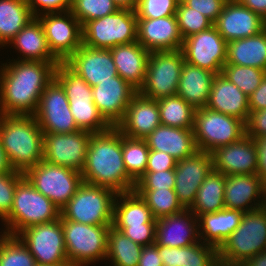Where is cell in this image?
<instances>
[{
  "instance_id": "obj_1",
  "label": "cell",
  "mask_w": 266,
  "mask_h": 266,
  "mask_svg": "<svg viewBox=\"0 0 266 266\" xmlns=\"http://www.w3.org/2000/svg\"><path fill=\"white\" fill-rule=\"evenodd\" d=\"M0 67V114L33 115L60 62L12 59Z\"/></svg>"
},
{
  "instance_id": "obj_2",
  "label": "cell",
  "mask_w": 266,
  "mask_h": 266,
  "mask_svg": "<svg viewBox=\"0 0 266 266\" xmlns=\"http://www.w3.org/2000/svg\"><path fill=\"white\" fill-rule=\"evenodd\" d=\"M81 175L83 182L107 187L116 193L135 189L136 183L128 176L123 161L122 133L116 127L92 133Z\"/></svg>"
},
{
  "instance_id": "obj_3",
  "label": "cell",
  "mask_w": 266,
  "mask_h": 266,
  "mask_svg": "<svg viewBox=\"0 0 266 266\" xmlns=\"http://www.w3.org/2000/svg\"><path fill=\"white\" fill-rule=\"evenodd\" d=\"M43 138L33 115L0 114V142L15 171L25 173L43 160Z\"/></svg>"
},
{
  "instance_id": "obj_4",
  "label": "cell",
  "mask_w": 266,
  "mask_h": 266,
  "mask_svg": "<svg viewBox=\"0 0 266 266\" xmlns=\"http://www.w3.org/2000/svg\"><path fill=\"white\" fill-rule=\"evenodd\" d=\"M60 218V209L24 176L16 186L10 214L3 220L4 234L17 236L34 225L49 223Z\"/></svg>"
},
{
  "instance_id": "obj_5",
  "label": "cell",
  "mask_w": 266,
  "mask_h": 266,
  "mask_svg": "<svg viewBox=\"0 0 266 266\" xmlns=\"http://www.w3.org/2000/svg\"><path fill=\"white\" fill-rule=\"evenodd\" d=\"M266 250V205L245 212L240 225L217 249L218 260L229 266H241Z\"/></svg>"
},
{
  "instance_id": "obj_6",
  "label": "cell",
  "mask_w": 266,
  "mask_h": 266,
  "mask_svg": "<svg viewBox=\"0 0 266 266\" xmlns=\"http://www.w3.org/2000/svg\"><path fill=\"white\" fill-rule=\"evenodd\" d=\"M54 78L64 88L70 111L80 130L101 133L112 127L94 104L92 87L65 62H60L56 66Z\"/></svg>"
},
{
  "instance_id": "obj_7",
  "label": "cell",
  "mask_w": 266,
  "mask_h": 266,
  "mask_svg": "<svg viewBox=\"0 0 266 266\" xmlns=\"http://www.w3.org/2000/svg\"><path fill=\"white\" fill-rule=\"evenodd\" d=\"M112 227L141 246L155 244L156 218L135 190L117 193L113 205Z\"/></svg>"
},
{
  "instance_id": "obj_8",
  "label": "cell",
  "mask_w": 266,
  "mask_h": 266,
  "mask_svg": "<svg viewBox=\"0 0 266 266\" xmlns=\"http://www.w3.org/2000/svg\"><path fill=\"white\" fill-rule=\"evenodd\" d=\"M116 195L110 188L82 182L61 209L60 218L86 225H112Z\"/></svg>"
},
{
  "instance_id": "obj_9",
  "label": "cell",
  "mask_w": 266,
  "mask_h": 266,
  "mask_svg": "<svg viewBox=\"0 0 266 266\" xmlns=\"http://www.w3.org/2000/svg\"><path fill=\"white\" fill-rule=\"evenodd\" d=\"M68 262L88 266L105 260L108 230L112 225H86L61 219Z\"/></svg>"
},
{
  "instance_id": "obj_10",
  "label": "cell",
  "mask_w": 266,
  "mask_h": 266,
  "mask_svg": "<svg viewBox=\"0 0 266 266\" xmlns=\"http://www.w3.org/2000/svg\"><path fill=\"white\" fill-rule=\"evenodd\" d=\"M83 45L92 48L112 47L137 41L135 10L119 8L102 18L88 21L82 27Z\"/></svg>"
},
{
  "instance_id": "obj_11",
  "label": "cell",
  "mask_w": 266,
  "mask_h": 266,
  "mask_svg": "<svg viewBox=\"0 0 266 266\" xmlns=\"http://www.w3.org/2000/svg\"><path fill=\"white\" fill-rule=\"evenodd\" d=\"M193 134L198 151L210 153L239 141L246 135V126L237 117L203 107L195 111Z\"/></svg>"
},
{
  "instance_id": "obj_12",
  "label": "cell",
  "mask_w": 266,
  "mask_h": 266,
  "mask_svg": "<svg viewBox=\"0 0 266 266\" xmlns=\"http://www.w3.org/2000/svg\"><path fill=\"white\" fill-rule=\"evenodd\" d=\"M184 62L182 50L150 52L145 80L138 93L154 100L177 95Z\"/></svg>"
},
{
  "instance_id": "obj_13",
  "label": "cell",
  "mask_w": 266,
  "mask_h": 266,
  "mask_svg": "<svg viewBox=\"0 0 266 266\" xmlns=\"http://www.w3.org/2000/svg\"><path fill=\"white\" fill-rule=\"evenodd\" d=\"M24 176L36 190L50 199L60 211L83 182L81 172L54 165L45 160L29 168Z\"/></svg>"
},
{
  "instance_id": "obj_14",
  "label": "cell",
  "mask_w": 266,
  "mask_h": 266,
  "mask_svg": "<svg viewBox=\"0 0 266 266\" xmlns=\"http://www.w3.org/2000/svg\"><path fill=\"white\" fill-rule=\"evenodd\" d=\"M17 237L35 258L36 265L68 263L61 218L26 228Z\"/></svg>"
},
{
  "instance_id": "obj_15",
  "label": "cell",
  "mask_w": 266,
  "mask_h": 266,
  "mask_svg": "<svg viewBox=\"0 0 266 266\" xmlns=\"http://www.w3.org/2000/svg\"><path fill=\"white\" fill-rule=\"evenodd\" d=\"M33 116L43 133H72L79 131L70 111L64 88L54 78L42 92Z\"/></svg>"
},
{
  "instance_id": "obj_16",
  "label": "cell",
  "mask_w": 266,
  "mask_h": 266,
  "mask_svg": "<svg viewBox=\"0 0 266 266\" xmlns=\"http://www.w3.org/2000/svg\"><path fill=\"white\" fill-rule=\"evenodd\" d=\"M37 18L50 51L60 62H65L83 45L82 25L70 10L43 14Z\"/></svg>"
},
{
  "instance_id": "obj_17",
  "label": "cell",
  "mask_w": 266,
  "mask_h": 266,
  "mask_svg": "<svg viewBox=\"0 0 266 266\" xmlns=\"http://www.w3.org/2000/svg\"><path fill=\"white\" fill-rule=\"evenodd\" d=\"M43 160L82 172L92 132L43 133Z\"/></svg>"
},
{
  "instance_id": "obj_18",
  "label": "cell",
  "mask_w": 266,
  "mask_h": 266,
  "mask_svg": "<svg viewBox=\"0 0 266 266\" xmlns=\"http://www.w3.org/2000/svg\"><path fill=\"white\" fill-rule=\"evenodd\" d=\"M184 61L190 65L222 73L227 60V42L215 26L183 39Z\"/></svg>"
},
{
  "instance_id": "obj_19",
  "label": "cell",
  "mask_w": 266,
  "mask_h": 266,
  "mask_svg": "<svg viewBox=\"0 0 266 266\" xmlns=\"http://www.w3.org/2000/svg\"><path fill=\"white\" fill-rule=\"evenodd\" d=\"M213 170L224 175L257 174V146L247 135L239 141L220 146L210 152Z\"/></svg>"
},
{
  "instance_id": "obj_20",
  "label": "cell",
  "mask_w": 266,
  "mask_h": 266,
  "mask_svg": "<svg viewBox=\"0 0 266 266\" xmlns=\"http://www.w3.org/2000/svg\"><path fill=\"white\" fill-rule=\"evenodd\" d=\"M213 170L211 154L197 151L194 155L177 161L174 191L184 209H189L205 177Z\"/></svg>"
},
{
  "instance_id": "obj_21",
  "label": "cell",
  "mask_w": 266,
  "mask_h": 266,
  "mask_svg": "<svg viewBox=\"0 0 266 266\" xmlns=\"http://www.w3.org/2000/svg\"><path fill=\"white\" fill-rule=\"evenodd\" d=\"M138 91L119 75L92 87L93 102L103 118L112 126L123 119L127 106Z\"/></svg>"
},
{
  "instance_id": "obj_22",
  "label": "cell",
  "mask_w": 266,
  "mask_h": 266,
  "mask_svg": "<svg viewBox=\"0 0 266 266\" xmlns=\"http://www.w3.org/2000/svg\"><path fill=\"white\" fill-rule=\"evenodd\" d=\"M214 26L226 42L251 37L266 28V20L237 0L226 2Z\"/></svg>"
},
{
  "instance_id": "obj_23",
  "label": "cell",
  "mask_w": 266,
  "mask_h": 266,
  "mask_svg": "<svg viewBox=\"0 0 266 266\" xmlns=\"http://www.w3.org/2000/svg\"><path fill=\"white\" fill-rule=\"evenodd\" d=\"M225 180L224 204L227 209L245 213L266 205V186L257 174L225 175Z\"/></svg>"
},
{
  "instance_id": "obj_24",
  "label": "cell",
  "mask_w": 266,
  "mask_h": 266,
  "mask_svg": "<svg viewBox=\"0 0 266 266\" xmlns=\"http://www.w3.org/2000/svg\"><path fill=\"white\" fill-rule=\"evenodd\" d=\"M65 63L91 87L118 76L110 49L82 45Z\"/></svg>"
},
{
  "instance_id": "obj_25",
  "label": "cell",
  "mask_w": 266,
  "mask_h": 266,
  "mask_svg": "<svg viewBox=\"0 0 266 266\" xmlns=\"http://www.w3.org/2000/svg\"><path fill=\"white\" fill-rule=\"evenodd\" d=\"M137 41L149 52L181 50L183 38L176 15L155 19L137 18Z\"/></svg>"
},
{
  "instance_id": "obj_26",
  "label": "cell",
  "mask_w": 266,
  "mask_h": 266,
  "mask_svg": "<svg viewBox=\"0 0 266 266\" xmlns=\"http://www.w3.org/2000/svg\"><path fill=\"white\" fill-rule=\"evenodd\" d=\"M199 241L198 220L191 210L156 219V245L187 247Z\"/></svg>"
},
{
  "instance_id": "obj_27",
  "label": "cell",
  "mask_w": 266,
  "mask_h": 266,
  "mask_svg": "<svg viewBox=\"0 0 266 266\" xmlns=\"http://www.w3.org/2000/svg\"><path fill=\"white\" fill-rule=\"evenodd\" d=\"M160 124L157 100L137 93L130 101L123 119L116 128L124 136L144 139Z\"/></svg>"
},
{
  "instance_id": "obj_28",
  "label": "cell",
  "mask_w": 266,
  "mask_h": 266,
  "mask_svg": "<svg viewBox=\"0 0 266 266\" xmlns=\"http://www.w3.org/2000/svg\"><path fill=\"white\" fill-rule=\"evenodd\" d=\"M144 139L150 150L165 152L177 161L190 157L198 151L193 129L160 124Z\"/></svg>"
},
{
  "instance_id": "obj_29",
  "label": "cell",
  "mask_w": 266,
  "mask_h": 266,
  "mask_svg": "<svg viewBox=\"0 0 266 266\" xmlns=\"http://www.w3.org/2000/svg\"><path fill=\"white\" fill-rule=\"evenodd\" d=\"M206 107L237 117L245 123L250 114L248 97L221 73L216 74L213 80Z\"/></svg>"
},
{
  "instance_id": "obj_30",
  "label": "cell",
  "mask_w": 266,
  "mask_h": 266,
  "mask_svg": "<svg viewBox=\"0 0 266 266\" xmlns=\"http://www.w3.org/2000/svg\"><path fill=\"white\" fill-rule=\"evenodd\" d=\"M110 51L118 75L139 91L145 80L150 52L138 41L112 47Z\"/></svg>"
},
{
  "instance_id": "obj_31",
  "label": "cell",
  "mask_w": 266,
  "mask_h": 266,
  "mask_svg": "<svg viewBox=\"0 0 266 266\" xmlns=\"http://www.w3.org/2000/svg\"><path fill=\"white\" fill-rule=\"evenodd\" d=\"M215 76L212 71L184 62L177 95L195 109L206 107Z\"/></svg>"
},
{
  "instance_id": "obj_32",
  "label": "cell",
  "mask_w": 266,
  "mask_h": 266,
  "mask_svg": "<svg viewBox=\"0 0 266 266\" xmlns=\"http://www.w3.org/2000/svg\"><path fill=\"white\" fill-rule=\"evenodd\" d=\"M243 214L239 210L224 208L200 215L197 218L200 240L218 249L240 225Z\"/></svg>"
},
{
  "instance_id": "obj_33",
  "label": "cell",
  "mask_w": 266,
  "mask_h": 266,
  "mask_svg": "<svg viewBox=\"0 0 266 266\" xmlns=\"http://www.w3.org/2000/svg\"><path fill=\"white\" fill-rule=\"evenodd\" d=\"M8 44H13L20 56L22 53L18 60L60 62L50 51L43 27L37 17L29 21Z\"/></svg>"
},
{
  "instance_id": "obj_34",
  "label": "cell",
  "mask_w": 266,
  "mask_h": 266,
  "mask_svg": "<svg viewBox=\"0 0 266 266\" xmlns=\"http://www.w3.org/2000/svg\"><path fill=\"white\" fill-rule=\"evenodd\" d=\"M196 242L187 247L158 245V253L164 266H211L218 260L215 246Z\"/></svg>"
},
{
  "instance_id": "obj_35",
  "label": "cell",
  "mask_w": 266,
  "mask_h": 266,
  "mask_svg": "<svg viewBox=\"0 0 266 266\" xmlns=\"http://www.w3.org/2000/svg\"><path fill=\"white\" fill-rule=\"evenodd\" d=\"M226 64L250 66L266 71V28L251 37L227 42Z\"/></svg>"
},
{
  "instance_id": "obj_36",
  "label": "cell",
  "mask_w": 266,
  "mask_h": 266,
  "mask_svg": "<svg viewBox=\"0 0 266 266\" xmlns=\"http://www.w3.org/2000/svg\"><path fill=\"white\" fill-rule=\"evenodd\" d=\"M225 175L212 170L197 191L192 206L189 208L196 217L226 208L224 204Z\"/></svg>"
},
{
  "instance_id": "obj_37",
  "label": "cell",
  "mask_w": 266,
  "mask_h": 266,
  "mask_svg": "<svg viewBox=\"0 0 266 266\" xmlns=\"http://www.w3.org/2000/svg\"><path fill=\"white\" fill-rule=\"evenodd\" d=\"M33 18L27 0H0V46L7 45Z\"/></svg>"
},
{
  "instance_id": "obj_38",
  "label": "cell",
  "mask_w": 266,
  "mask_h": 266,
  "mask_svg": "<svg viewBox=\"0 0 266 266\" xmlns=\"http://www.w3.org/2000/svg\"><path fill=\"white\" fill-rule=\"evenodd\" d=\"M142 248L143 246L110 226L105 260H110L113 266H137Z\"/></svg>"
},
{
  "instance_id": "obj_39",
  "label": "cell",
  "mask_w": 266,
  "mask_h": 266,
  "mask_svg": "<svg viewBox=\"0 0 266 266\" xmlns=\"http://www.w3.org/2000/svg\"><path fill=\"white\" fill-rule=\"evenodd\" d=\"M162 125L193 129L196 109L178 95L157 100Z\"/></svg>"
},
{
  "instance_id": "obj_40",
  "label": "cell",
  "mask_w": 266,
  "mask_h": 266,
  "mask_svg": "<svg viewBox=\"0 0 266 266\" xmlns=\"http://www.w3.org/2000/svg\"><path fill=\"white\" fill-rule=\"evenodd\" d=\"M149 151L145 139L130 138L122 134L123 161L128 176L136 183L146 172Z\"/></svg>"
},
{
  "instance_id": "obj_41",
  "label": "cell",
  "mask_w": 266,
  "mask_h": 266,
  "mask_svg": "<svg viewBox=\"0 0 266 266\" xmlns=\"http://www.w3.org/2000/svg\"><path fill=\"white\" fill-rule=\"evenodd\" d=\"M135 191L146 201L147 206L156 219L167 215L178 214L184 210L177 199L174 189Z\"/></svg>"
},
{
  "instance_id": "obj_42",
  "label": "cell",
  "mask_w": 266,
  "mask_h": 266,
  "mask_svg": "<svg viewBox=\"0 0 266 266\" xmlns=\"http://www.w3.org/2000/svg\"><path fill=\"white\" fill-rule=\"evenodd\" d=\"M221 74L249 97L260 86L266 71L250 66L225 64Z\"/></svg>"
},
{
  "instance_id": "obj_43",
  "label": "cell",
  "mask_w": 266,
  "mask_h": 266,
  "mask_svg": "<svg viewBox=\"0 0 266 266\" xmlns=\"http://www.w3.org/2000/svg\"><path fill=\"white\" fill-rule=\"evenodd\" d=\"M0 266H36L35 258L17 236L0 235Z\"/></svg>"
},
{
  "instance_id": "obj_44",
  "label": "cell",
  "mask_w": 266,
  "mask_h": 266,
  "mask_svg": "<svg viewBox=\"0 0 266 266\" xmlns=\"http://www.w3.org/2000/svg\"><path fill=\"white\" fill-rule=\"evenodd\" d=\"M118 9L113 0H71L70 11L83 27L88 21L110 15Z\"/></svg>"
},
{
  "instance_id": "obj_45",
  "label": "cell",
  "mask_w": 266,
  "mask_h": 266,
  "mask_svg": "<svg viewBox=\"0 0 266 266\" xmlns=\"http://www.w3.org/2000/svg\"><path fill=\"white\" fill-rule=\"evenodd\" d=\"M175 15L183 39L214 26V23L210 19L202 15L199 11L188 7L182 0L179 1Z\"/></svg>"
},
{
  "instance_id": "obj_46",
  "label": "cell",
  "mask_w": 266,
  "mask_h": 266,
  "mask_svg": "<svg viewBox=\"0 0 266 266\" xmlns=\"http://www.w3.org/2000/svg\"><path fill=\"white\" fill-rule=\"evenodd\" d=\"M180 0H138L135 12L137 18H161L176 14Z\"/></svg>"
},
{
  "instance_id": "obj_47",
  "label": "cell",
  "mask_w": 266,
  "mask_h": 266,
  "mask_svg": "<svg viewBox=\"0 0 266 266\" xmlns=\"http://www.w3.org/2000/svg\"><path fill=\"white\" fill-rule=\"evenodd\" d=\"M24 173L15 171L0 174V220H4L11 212L17 183Z\"/></svg>"
},
{
  "instance_id": "obj_48",
  "label": "cell",
  "mask_w": 266,
  "mask_h": 266,
  "mask_svg": "<svg viewBox=\"0 0 266 266\" xmlns=\"http://www.w3.org/2000/svg\"><path fill=\"white\" fill-rule=\"evenodd\" d=\"M175 172L174 170L145 172L136 182L134 190H156L174 189Z\"/></svg>"
},
{
  "instance_id": "obj_49",
  "label": "cell",
  "mask_w": 266,
  "mask_h": 266,
  "mask_svg": "<svg viewBox=\"0 0 266 266\" xmlns=\"http://www.w3.org/2000/svg\"><path fill=\"white\" fill-rule=\"evenodd\" d=\"M27 4L34 17L48 13L65 12L71 8V0H27Z\"/></svg>"
},
{
  "instance_id": "obj_50",
  "label": "cell",
  "mask_w": 266,
  "mask_h": 266,
  "mask_svg": "<svg viewBox=\"0 0 266 266\" xmlns=\"http://www.w3.org/2000/svg\"><path fill=\"white\" fill-rule=\"evenodd\" d=\"M188 7L195 9L206 16L213 23L223 10L225 2L223 0H182Z\"/></svg>"
},
{
  "instance_id": "obj_51",
  "label": "cell",
  "mask_w": 266,
  "mask_h": 266,
  "mask_svg": "<svg viewBox=\"0 0 266 266\" xmlns=\"http://www.w3.org/2000/svg\"><path fill=\"white\" fill-rule=\"evenodd\" d=\"M176 164L177 160L171 155L157 150H150L146 172L174 170Z\"/></svg>"
},
{
  "instance_id": "obj_52",
  "label": "cell",
  "mask_w": 266,
  "mask_h": 266,
  "mask_svg": "<svg viewBox=\"0 0 266 266\" xmlns=\"http://www.w3.org/2000/svg\"><path fill=\"white\" fill-rule=\"evenodd\" d=\"M246 126V135L254 140L266 136V109L250 112Z\"/></svg>"
},
{
  "instance_id": "obj_53",
  "label": "cell",
  "mask_w": 266,
  "mask_h": 266,
  "mask_svg": "<svg viewBox=\"0 0 266 266\" xmlns=\"http://www.w3.org/2000/svg\"><path fill=\"white\" fill-rule=\"evenodd\" d=\"M137 266H164L158 253V245L143 246Z\"/></svg>"
},
{
  "instance_id": "obj_54",
  "label": "cell",
  "mask_w": 266,
  "mask_h": 266,
  "mask_svg": "<svg viewBox=\"0 0 266 266\" xmlns=\"http://www.w3.org/2000/svg\"><path fill=\"white\" fill-rule=\"evenodd\" d=\"M250 112L266 109V75L260 86L248 97Z\"/></svg>"
},
{
  "instance_id": "obj_55",
  "label": "cell",
  "mask_w": 266,
  "mask_h": 266,
  "mask_svg": "<svg viewBox=\"0 0 266 266\" xmlns=\"http://www.w3.org/2000/svg\"><path fill=\"white\" fill-rule=\"evenodd\" d=\"M258 171L257 175L261 178L266 186V136L256 139Z\"/></svg>"
},
{
  "instance_id": "obj_56",
  "label": "cell",
  "mask_w": 266,
  "mask_h": 266,
  "mask_svg": "<svg viewBox=\"0 0 266 266\" xmlns=\"http://www.w3.org/2000/svg\"><path fill=\"white\" fill-rule=\"evenodd\" d=\"M243 6L258 13L266 20V0H237Z\"/></svg>"
},
{
  "instance_id": "obj_57",
  "label": "cell",
  "mask_w": 266,
  "mask_h": 266,
  "mask_svg": "<svg viewBox=\"0 0 266 266\" xmlns=\"http://www.w3.org/2000/svg\"><path fill=\"white\" fill-rule=\"evenodd\" d=\"M10 172H15V170L10 165L7 154L0 142V174Z\"/></svg>"
},
{
  "instance_id": "obj_58",
  "label": "cell",
  "mask_w": 266,
  "mask_h": 266,
  "mask_svg": "<svg viewBox=\"0 0 266 266\" xmlns=\"http://www.w3.org/2000/svg\"><path fill=\"white\" fill-rule=\"evenodd\" d=\"M241 266H266V250L246 260Z\"/></svg>"
},
{
  "instance_id": "obj_59",
  "label": "cell",
  "mask_w": 266,
  "mask_h": 266,
  "mask_svg": "<svg viewBox=\"0 0 266 266\" xmlns=\"http://www.w3.org/2000/svg\"><path fill=\"white\" fill-rule=\"evenodd\" d=\"M119 8H129L135 10L138 0H113Z\"/></svg>"
},
{
  "instance_id": "obj_60",
  "label": "cell",
  "mask_w": 266,
  "mask_h": 266,
  "mask_svg": "<svg viewBox=\"0 0 266 266\" xmlns=\"http://www.w3.org/2000/svg\"><path fill=\"white\" fill-rule=\"evenodd\" d=\"M211 266H229L226 262L217 260L213 265Z\"/></svg>"
},
{
  "instance_id": "obj_61",
  "label": "cell",
  "mask_w": 266,
  "mask_h": 266,
  "mask_svg": "<svg viewBox=\"0 0 266 266\" xmlns=\"http://www.w3.org/2000/svg\"><path fill=\"white\" fill-rule=\"evenodd\" d=\"M36 266H75L71 263H64V264H58V265H36Z\"/></svg>"
},
{
  "instance_id": "obj_62",
  "label": "cell",
  "mask_w": 266,
  "mask_h": 266,
  "mask_svg": "<svg viewBox=\"0 0 266 266\" xmlns=\"http://www.w3.org/2000/svg\"><path fill=\"white\" fill-rule=\"evenodd\" d=\"M223 1L226 3V2H231V1H233V0H223Z\"/></svg>"
}]
</instances>
